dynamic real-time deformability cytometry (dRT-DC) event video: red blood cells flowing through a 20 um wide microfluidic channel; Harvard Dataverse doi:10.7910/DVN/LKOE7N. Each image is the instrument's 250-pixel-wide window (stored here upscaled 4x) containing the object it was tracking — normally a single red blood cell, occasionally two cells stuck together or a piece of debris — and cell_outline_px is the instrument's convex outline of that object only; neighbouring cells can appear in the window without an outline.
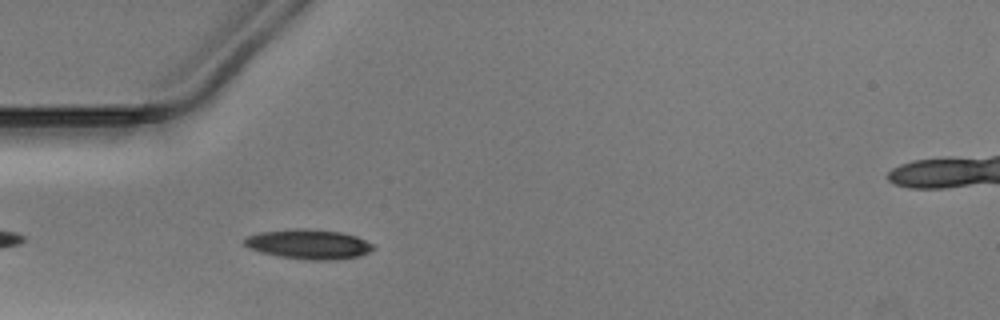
{"species": "Egyptian fruit bat (a non-hibernating species)", "species_latin": "Rousettus aegyptiacus", "temperature_condition": "warm", "stored_images_in_passage": 17, "camera_frame_rate_fps": 3000, "um_per_image_px": 0.085, "animal": {"sex": "male"}, "frame": {"image": 1, "passage_image": 3, "time_ms": 0.667, "image_size_px": [1000, 320], "cell_outline_px": [[376, 248], [360, 256], [332, 260], [312, 260], [280, 256], [260, 252], [248, 248], [244, 244], [244, 240], [248, 236], [260, 232], [292, 228], [308, 228], [340, 232], [356, 236], [376, 244]], "centroid_in_image_um": [26.27, 20.75], "position_along_channel_um": 58.7, "area_um2": 22.43}}
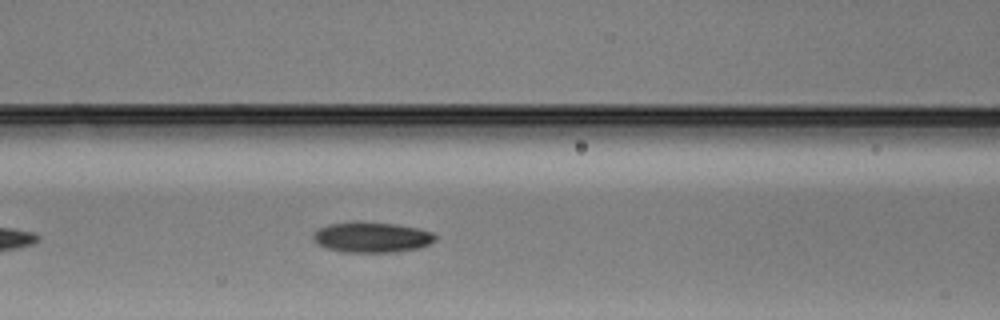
{"frame": {"image": 2, "passage_image": 9, "time_ms": 2.667, "image_size_px": [1000, 320], "cell_outline_px": [[436, 240], [428, 244], [416, 248], [396, 252], [344, 252], [324, 248], [316, 244], [312, 240], [312, 232], [328, 224], [356, 220], [396, 224], [420, 228], [432, 232], [436, 236]], "centroid_in_image_um": [31.54, 20.15], "position_along_channel_um": 135.1, "area_um2": 22.14}}
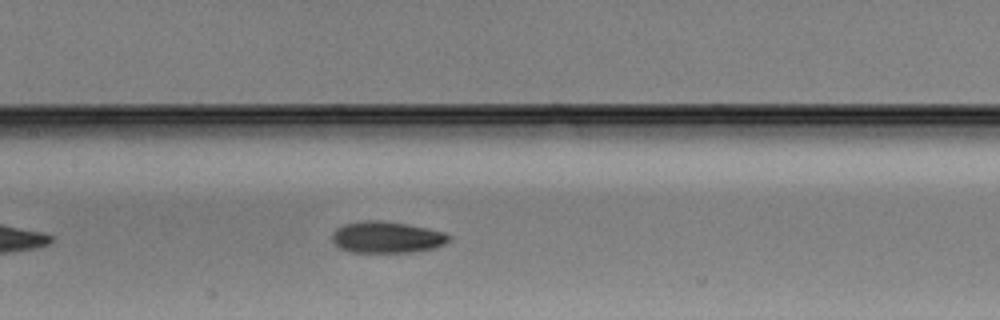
{"frame": {"image": 3, "passage_image": 12, "time_ms": 3.667, "image_size_px": [1000, 320], "cell_outline_px": [[452, 236], [444, 244], [436, 248], [412, 252], [352, 252], [340, 248], [332, 240], [332, 232], [336, 228], [344, 224], [364, 220], [380, 220], [408, 224], [428, 228], [444, 232]], "centroid_in_image_um": [32.89, 20.16], "position_along_channel_um": 174.5, "area_um2": 21.56}}